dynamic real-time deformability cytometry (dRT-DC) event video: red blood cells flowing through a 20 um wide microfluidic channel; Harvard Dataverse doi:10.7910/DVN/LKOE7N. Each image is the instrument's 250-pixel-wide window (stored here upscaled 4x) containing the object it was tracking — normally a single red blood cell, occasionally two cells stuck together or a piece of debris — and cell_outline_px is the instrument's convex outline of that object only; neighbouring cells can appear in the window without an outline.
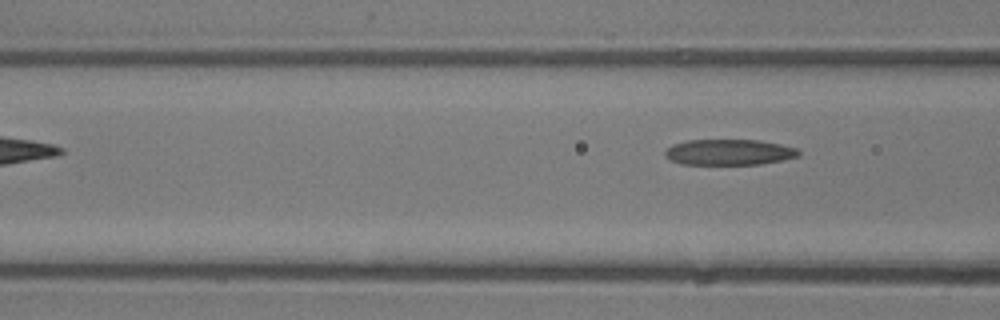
{"species": "common noctule bat (a hibernating species)", "species_latin": "Nyctalus noctula", "temperature_condition": "room temperature", "stored_images_in_passage": 4, "camera_frame_rate_fps": 3000, "um_per_image_px": 0.085, "animal": {"sex": "male", "body_mass_g": 13.3}, "frame": {"image": 1, "passage_image": 4, "time_ms": 4.333, "image_size_px": [1000, 320], "cell_outline_px": [[800, 156], [784, 160], [760, 164], [680, 164], [664, 156], [664, 152], [672, 144], [688, 140], [760, 140], [780, 144], [796, 148], [800, 152]], "centroid_in_image_um": [61.98, 12.93], "position_along_channel_um": 104.6, "area_um2": 20.11}}